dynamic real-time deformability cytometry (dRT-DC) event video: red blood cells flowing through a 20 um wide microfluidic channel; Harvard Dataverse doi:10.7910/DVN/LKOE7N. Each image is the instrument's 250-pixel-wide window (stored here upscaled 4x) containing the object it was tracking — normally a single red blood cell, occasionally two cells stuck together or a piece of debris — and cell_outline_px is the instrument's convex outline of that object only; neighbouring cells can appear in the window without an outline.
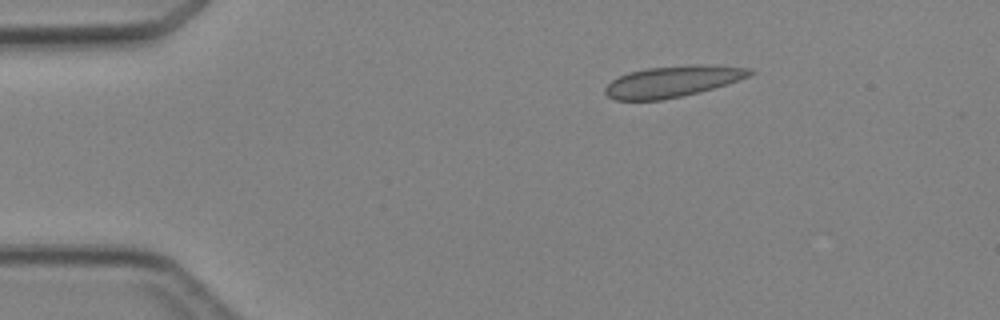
{"species": "Egyptian fruit bat (a non-hibernating species)", "species_latin": "Rousettus aegyptiacus", "temperature_condition": "cold", "stored_images_in_passage": 5, "camera_frame_rate_fps": 3000, "um_per_image_px": 0.085, "animal": {"sex": "female"}, "frame": {"image": 1, "passage_image": 2, "time_ms": 1.333, "image_size_px": [1000, 320], "cell_outline_px": [[756, 72], [748, 76], [728, 84], [700, 92], [664, 100], [616, 100], [608, 96], [604, 92], [604, 88], [612, 80], [628, 72], [648, 68], [692, 64], [704, 64], [752, 68]], "centroid_in_image_um": [57.2, 6.92], "position_along_channel_um": 27.8, "area_um2": 26.47}}
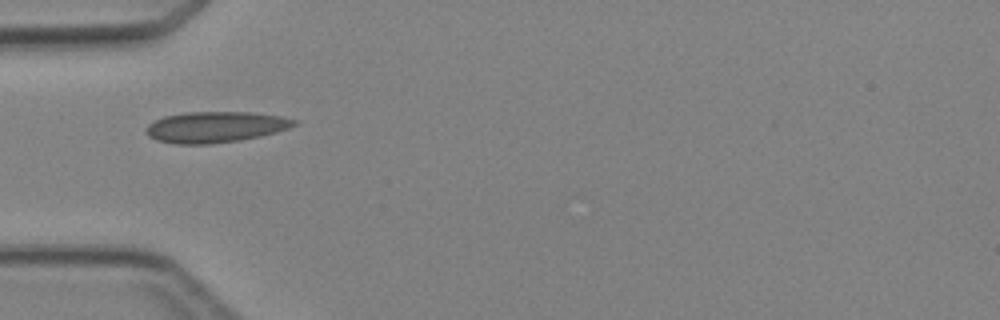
{"frame": {"image": 2, "passage_image": 4, "time_ms": 3.667, "image_size_px": [1000, 320], "cell_outline_px": [[300, 120], [296, 124], [288, 128], [276, 132], [260, 136], [240, 140], [212, 144], [176, 144], [156, 140], [148, 136], [148, 124], [164, 116], [188, 112], [252, 112], [280, 116]], "centroid_in_image_um": [18.34, 10.79], "position_along_channel_um": 66.7, "area_um2": 26.65}}
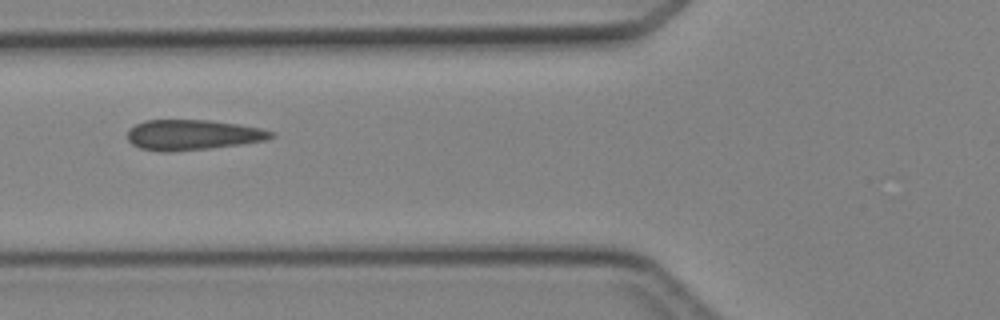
{"frame": {"image": 3, "passage_image": 5, "time_ms": 4.667, "image_size_px": [1000, 320], "cell_outline_px": [[276, 136], [268, 140], [240, 144], [208, 148], [172, 152], [164, 152], [140, 148], [132, 144], [128, 140], [128, 128], [144, 120], [208, 120], [240, 124], [260, 128], [276, 132]], "centroid_in_image_um": [16.4, 11.46], "position_along_channel_um": 109.4, "area_um2": 25.55}}